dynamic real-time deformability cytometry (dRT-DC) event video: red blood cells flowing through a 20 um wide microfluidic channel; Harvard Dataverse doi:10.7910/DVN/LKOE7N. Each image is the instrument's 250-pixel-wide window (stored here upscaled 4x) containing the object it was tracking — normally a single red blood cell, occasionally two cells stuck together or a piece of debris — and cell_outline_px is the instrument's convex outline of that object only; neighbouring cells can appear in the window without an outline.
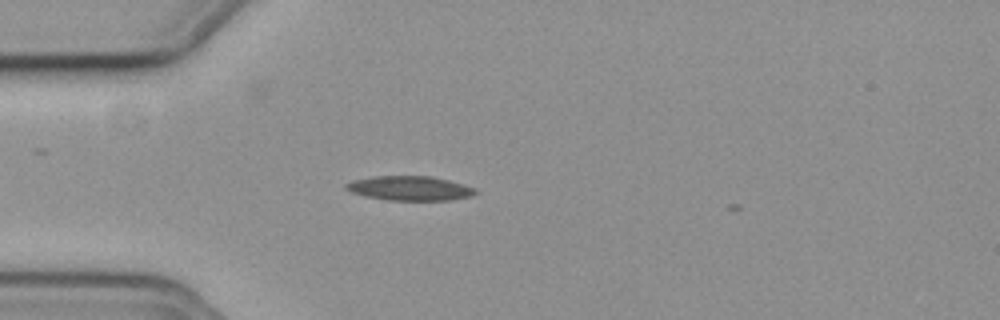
{"species": "common noctule bat (a hibernating species)", "species_latin": "Nyctalus noctula", "temperature_condition": "cold", "stored_images_in_passage": 36, "camera_frame_rate_fps": 3000, "um_per_image_px": 0.085, "animal": {"sex": "female", "body_mass_g": 19.3, "forearm_length_mm": 54.1}, "frame": {"image": 1, "passage_image": 3, "time_ms": 0.667, "image_size_px": [1000, 320], "cell_outline_px": [[476, 192], [472, 196], [448, 200], [388, 200], [364, 196], [352, 192], [344, 188], [344, 184], [352, 180], [372, 176], [432, 176], [464, 184], [476, 188]], "centroid_in_image_um": [34.81, 15.99], "position_along_channel_um": 50.2, "area_um2": 18.5}}
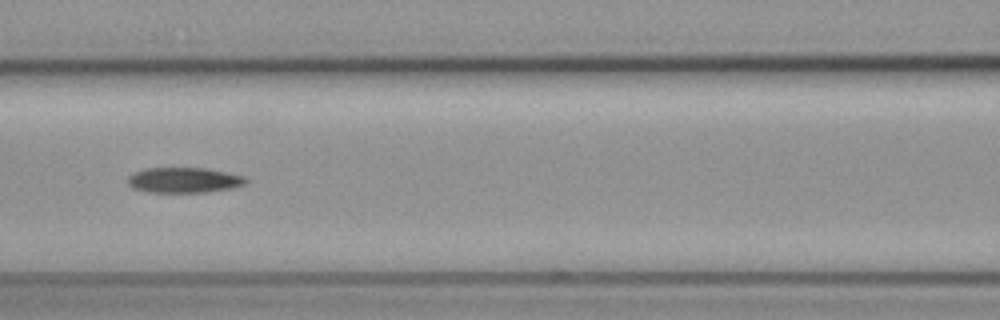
{"frame": {"image": 2, "passage_image": 12, "time_ms": 3.667, "image_size_px": [1000, 320], "cell_outline_px": [[248, 180], [244, 184], [232, 188], [204, 192], [148, 192], [132, 188], [128, 184], [128, 176], [144, 168], [208, 168], [244, 176]], "centroid_in_image_um": [15.62, 15.31], "position_along_channel_um": 151.0, "area_um2": 17.4}}
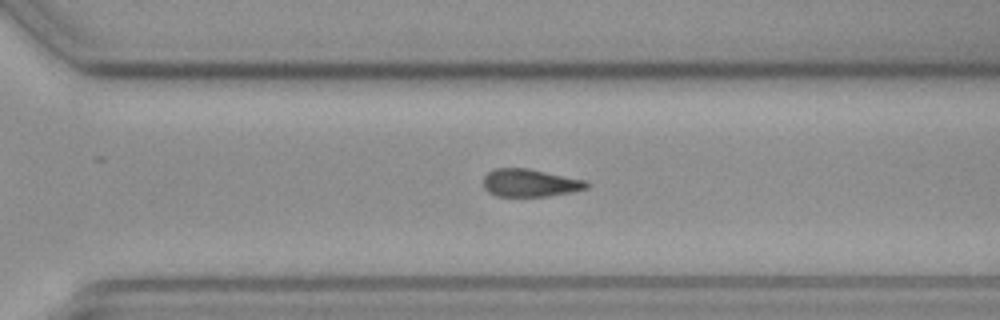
{"frame": {"image": 3, "passage_image": 26, "time_ms": 8.333, "image_size_px": [1000, 320], "cell_outline_px": [[592, 184], [588, 188], [572, 192], [548, 196], [496, 196], [488, 192], [484, 188], [484, 176], [488, 172], [496, 168], [528, 168], [588, 180]], "centroid_in_image_um": [45.11, 15.54], "position_along_channel_um": 325.5, "area_um2": 16.94}}